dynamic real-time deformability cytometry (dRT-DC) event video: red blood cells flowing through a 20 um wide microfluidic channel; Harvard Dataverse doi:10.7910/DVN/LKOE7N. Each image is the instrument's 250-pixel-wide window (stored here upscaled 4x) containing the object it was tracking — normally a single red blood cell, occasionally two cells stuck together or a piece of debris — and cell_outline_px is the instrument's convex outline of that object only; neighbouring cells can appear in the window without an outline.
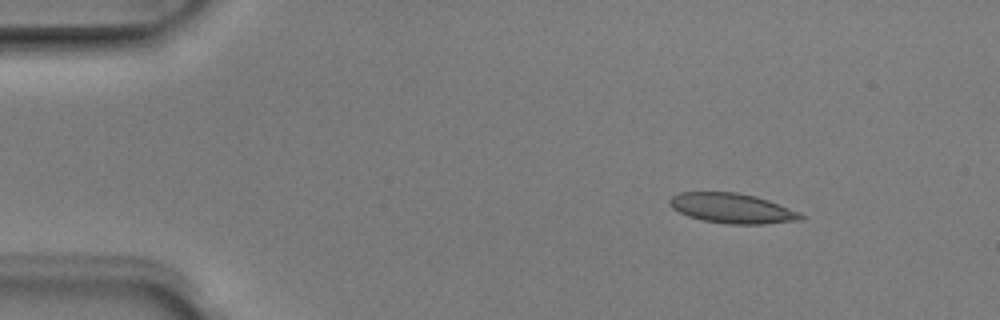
{"species": "Egyptian fruit bat (a non-hibernating species)", "species_latin": "Rousettus aegyptiacus", "temperature_condition": "room temperature", "stored_images_in_passage": 4, "camera_frame_rate_fps": 3000, "um_per_image_px": 0.085, "animal": {"sex": "male"}, "frame": {"image": 1, "passage_image": 1, "time_ms": 0.0, "image_size_px": [1000, 320], "cell_outline_px": [[808, 216], [804, 220], [764, 224], [728, 224], [704, 220], [688, 216], [672, 208], [668, 204], [668, 200], [672, 196], [680, 192], [736, 192], [756, 196], [768, 200], [800, 212]], "centroid_in_image_um": [62.27, 17.71], "position_along_channel_um": 22.7, "area_um2": 23.06}}
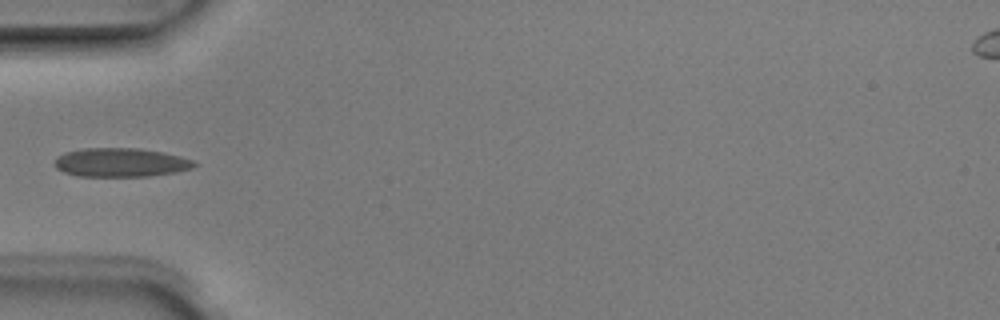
{"frame": {"image": 2, "passage_image": 4, "time_ms": 1.0, "image_size_px": [1000, 320], "cell_outline_px": [[200, 164], [192, 168], [176, 172], [148, 176], [76, 176], [64, 172], [56, 168], [52, 160], [56, 156], [64, 152], [84, 148], [136, 148], [160, 152], [180, 156], [192, 160]], "centroid_in_image_um": [10.22, 13.81], "position_along_channel_um": 74.8, "area_um2": 23.58}}